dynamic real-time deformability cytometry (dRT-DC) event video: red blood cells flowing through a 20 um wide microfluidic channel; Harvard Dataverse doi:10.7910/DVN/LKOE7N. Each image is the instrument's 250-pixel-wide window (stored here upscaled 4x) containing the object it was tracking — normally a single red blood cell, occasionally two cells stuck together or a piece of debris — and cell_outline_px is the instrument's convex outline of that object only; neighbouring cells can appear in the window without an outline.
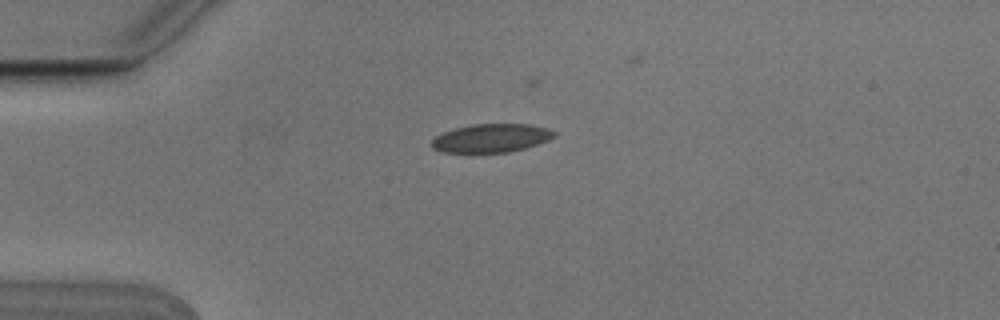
{"species": "Egyptian fruit bat (a non-hibernating species)", "species_latin": "Rousettus aegyptiacus", "temperature_condition": "cold", "stored_images_in_passage": 5, "camera_frame_rate_fps": 3000, "um_per_image_px": 0.085, "animal": {"sex": "male"}, "frame": {"image": 1, "passage_image": 1, "time_ms": 0.0, "image_size_px": [1000, 320], "cell_outline_px": [[556, 136], [548, 140], [524, 148], [508, 152], [444, 152], [432, 148], [432, 140], [436, 136], [444, 132], [456, 128], [472, 124], [528, 124], [548, 128], [556, 132]], "centroid_in_image_um": [41.77, 11.73], "position_along_channel_um": 43.2, "area_um2": 20.11}}
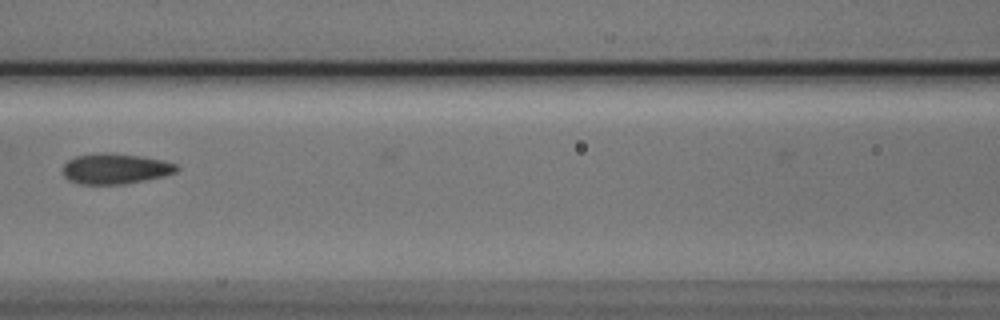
{"frame": {"image": 2, "passage_image": 4, "time_ms": 1.0, "image_size_px": [1000, 320], "cell_outline_px": [[180, 168], [176, 172], [164, 176], [124, 184], [80, 184], [68, 180], [64, 176], [64, 164], [68, 160], [76, 156], [100, 152], [108, 152], [140, 156], [160, 160], [176, 164]], "centroid_in_image_um": [9.79, 14.34], "position_along_channel_um": 156.8, "area_um2": 20.17}}
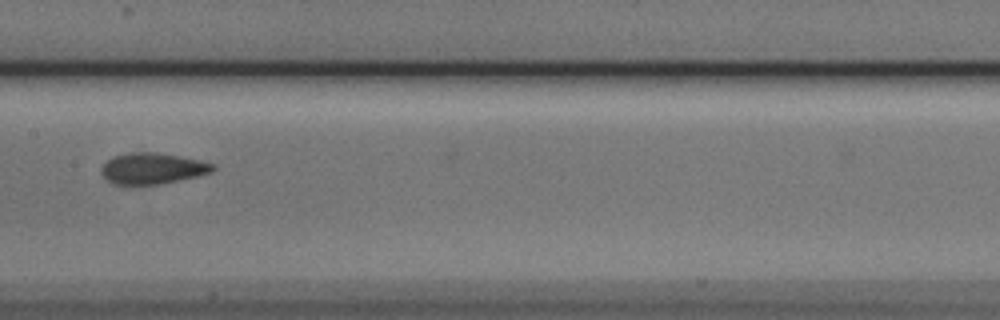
{"frame": {"image": 3, "passage_image": 5, "time_ms": 1.333, "image_size_px": [1000, 320], "cell_outline_px": [[216, 168], [212, 172], [196, 176], [160, 184], [112, 184], [100, 172], [100, 168], [112, 156], [128, 152], [156, 152], [180, 156], [200, 160], [216, 164]], "centroid_in_image_um": [12.96, 14.3], "position_along_channel_um": 194.4, "area_um2": 20.23}}